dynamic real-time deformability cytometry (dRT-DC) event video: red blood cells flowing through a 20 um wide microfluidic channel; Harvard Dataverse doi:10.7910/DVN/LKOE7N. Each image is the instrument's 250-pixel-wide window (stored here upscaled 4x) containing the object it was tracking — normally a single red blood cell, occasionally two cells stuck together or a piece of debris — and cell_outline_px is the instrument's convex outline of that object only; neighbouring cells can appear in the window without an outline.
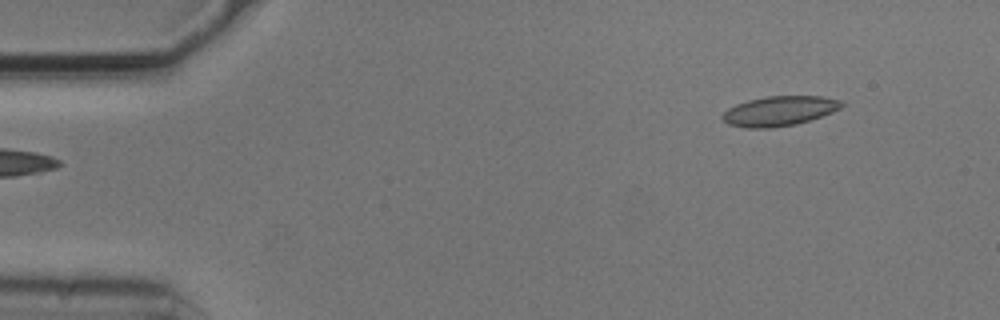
{"species": "common noctule bat (a hibernating species)", "species_latin": "Nyctalus noctula", "temperature_condition": "cold", "stored_images_in_passage": 9, "camera_frame_rate_fps": 3000, "um_per_image_px": 0.085, "animal": {"sex": "male", "body_mass_g": 20.5, "forearm_length_mm": 52.5}, "frame": {"image": 1, "passage_image": 1, "time_ms": 0.0, "image_size_px": [1000, 320], "cell_outline_px": [[844, 104], [840, 108], [832, 112], [796, 124], [768, 128], [744, 128], [728, 124], [720, 116], [728, 108], [736, 104], [748, 100], [768, 96], [820, 96], [840, 100]], "centroid_in_image_um": [66.21, 9.43], "position_along_channel_um": 18.8, "area_um2": 20.52}}
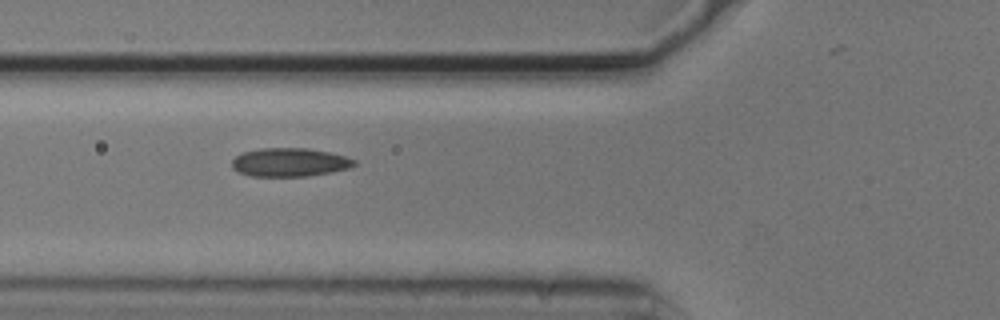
{"frame": {"image": 2, "passage_image": 5, "time_ms": 1.333, "image_size_px": [1000, 320], "cell_outline_px": [[356, 164], [348, 168], [332, 172], [308, 176], [252, 176], [240, 172], [232, 168], [232, 160], [236, 156], [244, 152], [260, 148], [308, 148], [328, 152], [344, 156], [356, 160]], "centroid_in_image_um": [24.62, 13.79], "position_along_channel_um": 101.2, "area_um2": 20.23}}
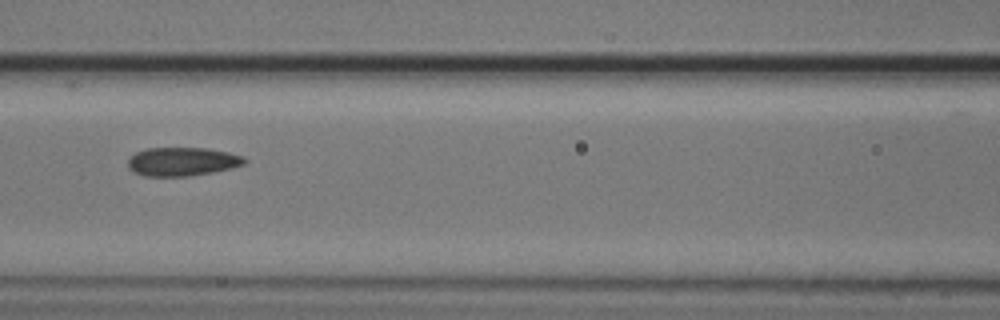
{"frame": {"image": 3, "passage_image": 6, "time_ms": 1.667, "image_size_px": [1000, 320], "cell_outline_px": [[248, 160], [244, 164], [212, 172], [188, 176], [144, 176], [132, 172], [128, 168], [128, 160], [136, 152], [148, 148], [208, 148], [228, 152], [244, 156]], "centroid_in_image_um": [15.48, 13.73], "position_along_channel_um": 151.1, "area_um2": 19.42}}